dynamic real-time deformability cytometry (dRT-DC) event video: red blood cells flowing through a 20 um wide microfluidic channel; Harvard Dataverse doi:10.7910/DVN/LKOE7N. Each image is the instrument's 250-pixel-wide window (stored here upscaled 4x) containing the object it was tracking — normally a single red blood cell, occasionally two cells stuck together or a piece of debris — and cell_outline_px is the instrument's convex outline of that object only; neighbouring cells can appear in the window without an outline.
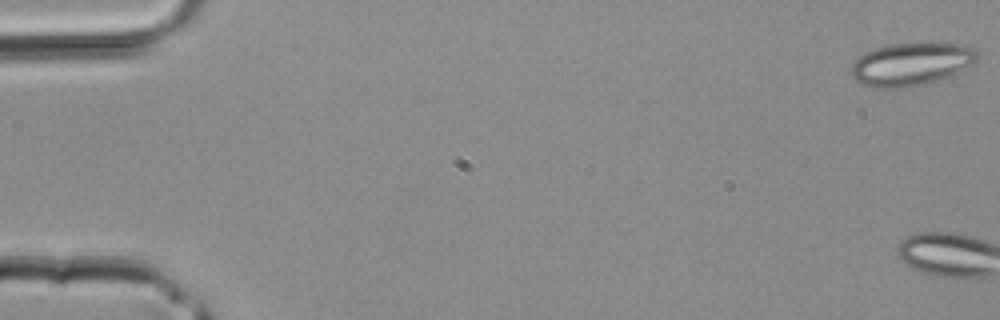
{"species": "common noctule bat (a hibernating species)", "species_latin": "Nyctalus noctula", "temperature_condition": "room temperature", "stored_images_in_passage": 3, "camera_frame_rate_fps": 3000, "um_per_image_px": 0.085, "animal": {"sex": "male", "body_mass_g": 20.4}, "frame": {"image": 1, "passage_image": 1, "time_ms": 0.0, "image_size_px": [1000, 320], "cell_outline_px": [[980, 56], [972, 64], [948, 76], [936, 80], [904, 88], [872, 88], [856, 80], [848, 72], [852, 64], [860, 56], [876, 48], [892, 44], [968, 44]], "centroid_in_image_um": [77.42, 5.46], "position_along_channel_um": 7.6, "area_um2": 30.98}}